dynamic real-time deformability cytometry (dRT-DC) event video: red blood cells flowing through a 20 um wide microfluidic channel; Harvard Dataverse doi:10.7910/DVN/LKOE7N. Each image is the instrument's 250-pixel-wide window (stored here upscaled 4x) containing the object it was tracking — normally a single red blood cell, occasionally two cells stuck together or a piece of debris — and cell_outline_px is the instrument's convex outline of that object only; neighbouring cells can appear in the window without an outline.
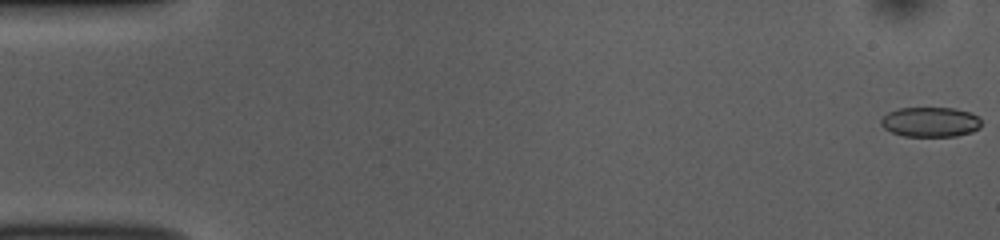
{"species": "common noctule bat (a hibernating species)", "species_latin": "Nyctalus noctula", "temperature_condition": "room temperature", "stored_images_in_passage": 9, "segment_of_instrument_passage": [1, 2], "camera_frame_rate_fps": 3000, "um_per_image_px": 0.085, "animal": {"sex": "female", "body_mass_g": 10.0, "forearm_length_mm": 53.1}, "frame": {"image": 1, "passage_image": 1, "time_ms": 0.0, "image_size_px": [1000, 240], "cell_outline_px": [[980, 128], [972, 132], [956, 136], [904, 136], [892, 132], [884, 128], [880, 124], [880, 120], [888, 112], [896, 108], [952, 108], [968, 112], [976, 116], [980, 120]], "centroid_in_image_um": [79.05, 10.37], "position_along_channel_um": 6.0, "area_um2": 17.4}}